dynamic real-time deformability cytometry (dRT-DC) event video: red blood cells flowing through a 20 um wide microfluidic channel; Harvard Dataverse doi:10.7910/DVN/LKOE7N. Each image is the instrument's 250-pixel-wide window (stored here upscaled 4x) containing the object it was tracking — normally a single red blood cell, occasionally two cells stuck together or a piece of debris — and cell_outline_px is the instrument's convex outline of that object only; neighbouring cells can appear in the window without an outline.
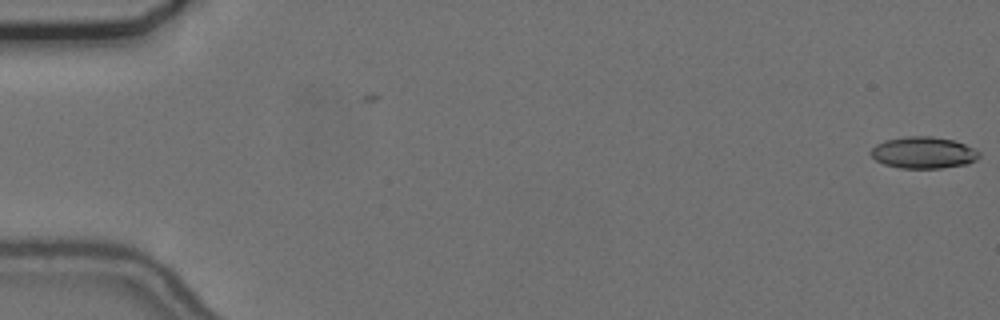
{"species": "common noctule bat (a hibernating species)", "species_latin": "Nyctalus noctula", "temperature_condition": "cold", "stored_images_in_passage": 3, "camera_frame_rate_fps": 3000, "um_per_image_px": 0.085, "animal": {"sex": "female", "body_mass_g": 24.6, "forearm_length_mm": 56.2}, "frame": {"image": 1, "passage_image": 3, "time_ms": 0.667, "image_size_px": [1000, 320], "cell_outline_px": [[980, 156], [976, 160], [968, 164], [940, 168], [900, 168], [884, 164], [876, 160], [868, 152], [876, 144], [884, 140], [908, 136], [932, 136], [952, 140], [964, 144], [980, 152]], "centroid_in_image_um": [78.47, 12.97], "position_along_channel_um": 6.5, "area_um2": 20.0}}